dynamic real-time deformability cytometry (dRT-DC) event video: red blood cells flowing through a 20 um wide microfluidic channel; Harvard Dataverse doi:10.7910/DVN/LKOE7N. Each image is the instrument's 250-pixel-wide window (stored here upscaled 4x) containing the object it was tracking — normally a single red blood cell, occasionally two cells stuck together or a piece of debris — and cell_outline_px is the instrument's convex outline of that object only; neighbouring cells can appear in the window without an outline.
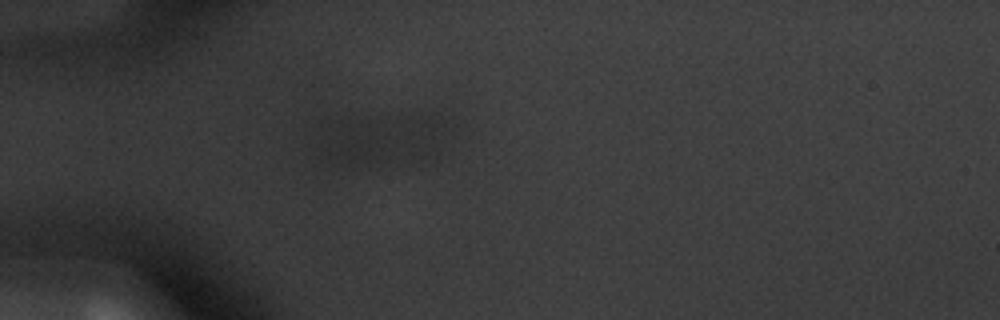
{"species": "common noctule bat (a hibernating species)", "species_latin": "Nyctalus noctula", "temperature_condition": "warm", "stored_images_in_passage": 6, "camera_frame_rate_fps": 3000, "um_per_image_px": 0.085, "animal": {"sex": "male", "body_mass_g": 20.1, "forearm_length_mm": 53.5}, "frame": {"image": 1, "passage_image": 5, "time_ms": 1.333, "image_size_px": [1000, 320], "cell_outline_px": [[384, 156], [372, 160], [348, 164], [336, 164], [320, 160], [328, 124], [336, 120], [376, 116], [380, 120]], "centroid_in_image_um": [30.01, 11.98], "position_along_channel_um": 55.0, "area_um2": 17.98}}